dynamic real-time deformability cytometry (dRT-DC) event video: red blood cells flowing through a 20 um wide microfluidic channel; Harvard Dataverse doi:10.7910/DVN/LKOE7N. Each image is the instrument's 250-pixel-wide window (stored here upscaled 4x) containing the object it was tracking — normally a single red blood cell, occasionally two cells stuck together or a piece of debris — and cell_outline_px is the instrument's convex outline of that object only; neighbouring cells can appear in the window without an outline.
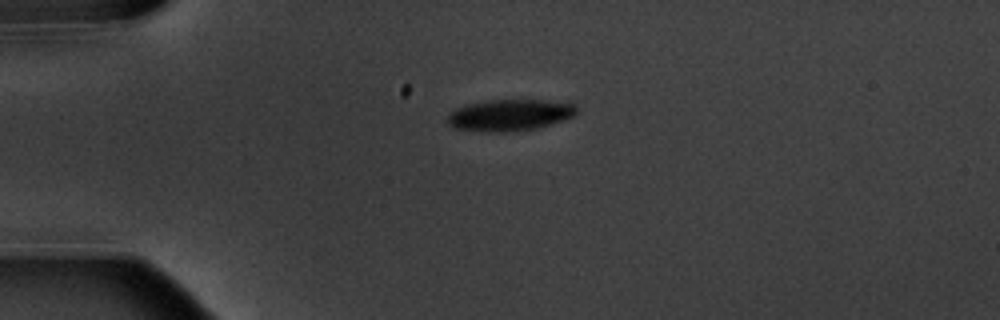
{"species": "common noctule bat (a hibernating species)", "species_latin": "Nyctalus noctula", "temperature_condition": "warm", "stored_images_in_passage": 3, "camera_frame_rate_fps": 3000, "um_per_image_px": 0.085, "animal": {"sex": "male", "body_mass_g": 20.1, "forearm_length_mm": 53.5}, "frame": {"image": 1, "passage_image": 1, "time_ms": 0.0, "image_size_px": [1000, 320], "cell_outline_px": [[576, 116], [540, 128], [504, 132], [484, 132], [452, 128], [448, 124], [448, 116], [456, 108], [488, 100], [540, 100], [576, 104]], "centroid_in_image_um": [43.35, 9.8], "position_along_channel_um": 41.6, "area_um2": 23.7}}